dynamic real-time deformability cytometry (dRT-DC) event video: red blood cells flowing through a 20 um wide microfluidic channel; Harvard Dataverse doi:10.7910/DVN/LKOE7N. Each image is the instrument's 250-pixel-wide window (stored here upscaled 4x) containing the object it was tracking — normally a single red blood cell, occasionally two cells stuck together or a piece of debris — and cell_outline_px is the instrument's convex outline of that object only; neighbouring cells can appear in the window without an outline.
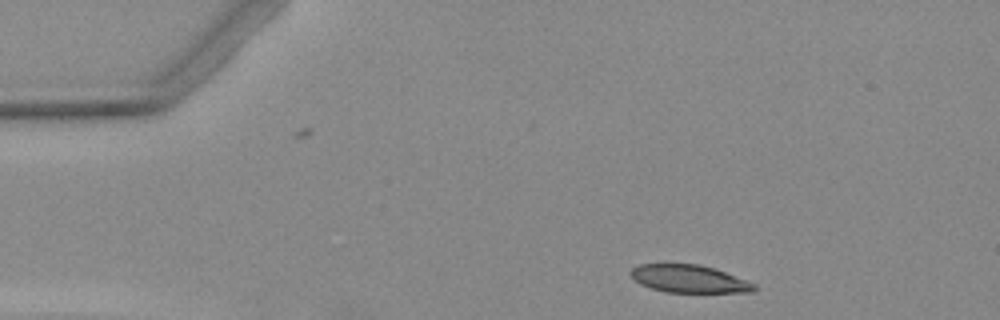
{"species": "Egyptian fruit bat (a non-hibernating species)", "species_latin": "Rousettus aegyptiacus", "temperature_condition": "warm", "stored_images_in_passage": 2, "camera_frame_rate_fps": 3000, "um_per_image_px": 0.085, "animal": {"sex": "female"}, "frame": {"image": 1, "passage_image": 1, "time_ms": 0.0, "image_size_px": [1000, 320], "cell_outline_px": [[756, 288], [752, 292], [664, 292], [640, 284], [628, 272], [632, 268], [640, 264], [700, 264], [724, 272], [756, 284]], "centroid_in_image_um": [58.55, 23.7], "position_along_channel_um": 26.5, "area_um2": 19.71}}